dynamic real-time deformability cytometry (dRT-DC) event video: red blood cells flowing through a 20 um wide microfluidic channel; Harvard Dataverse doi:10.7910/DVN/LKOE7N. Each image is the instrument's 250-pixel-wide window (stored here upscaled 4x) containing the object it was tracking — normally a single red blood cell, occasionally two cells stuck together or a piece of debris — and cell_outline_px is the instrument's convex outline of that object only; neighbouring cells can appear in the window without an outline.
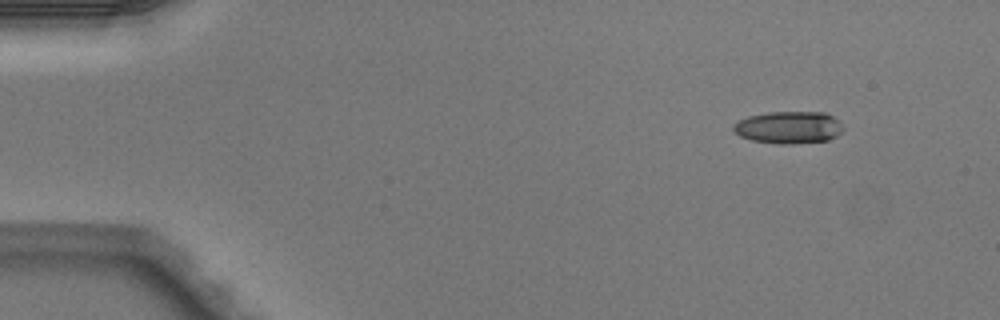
{"species": "Egyptian fruit bat (a non-hibernating species)", "species_latin": "Rousettus aegyptiacus", "temperature_condition": "warm", "stored_images_in_passage": 5, "camera_frame_rate_fps": 3000, "um_per_image_px": 0.085, "animal": {"sex": "male"}, "frame": {"image": 1, "passage_image": 1, "time_ms": 0.0, "image_size_px": [1000, 320], "cell_outline_px": [[840, 132], [836, 136], [828, 140], [792, 144], [780, 144], [752, 140], [740, 136], [732, 128], [732, 124], [736, 120], [748, 116], [768, 112], [824, 112], [832, 116], [840, 124]], "centroid_in_image_um": [66.97, 10.82], "position_along_channel_um": 18.0, "area_um2": 20.52}}